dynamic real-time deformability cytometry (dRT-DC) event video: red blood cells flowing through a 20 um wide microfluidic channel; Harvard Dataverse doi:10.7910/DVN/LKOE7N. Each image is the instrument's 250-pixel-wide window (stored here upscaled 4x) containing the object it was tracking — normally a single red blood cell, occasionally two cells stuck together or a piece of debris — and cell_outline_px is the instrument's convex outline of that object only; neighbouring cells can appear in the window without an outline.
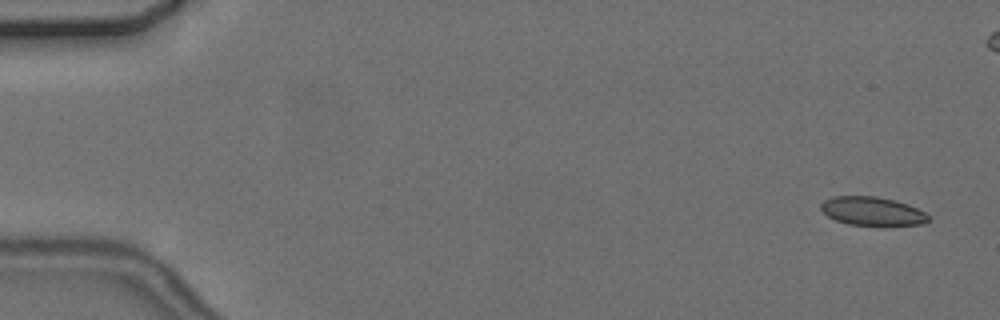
{"species": "common noctule bat (a hibernating species)", "species_latin": "Nyctalus noctula", "temperature_condition": "cold", "stored_images_in_passage": 4, "camera_frame_rate_fps": 3000, "um_per_image_px": 0.085, "animal": {"sex": "female", "body_mass_g": 24.6, "forearm_length_mm": 56.2}, "frame": {"image": 1, "passage_image": 1, "time_ms": 0.0, "image_size_px": [1000, 320], "cell_outline_px": [[932, 220], [924, 224], [848, 224], [836, 220], [828, 216], [820, 208], [820, 204], [824, 200], [832, 196], [876, 196], [896, 200], [908, 204], [924, 212]], "centroid_in_image_um": [74.13, 17.92], "position_along_channel_um": 10.9, "area_um2": 17.69}}